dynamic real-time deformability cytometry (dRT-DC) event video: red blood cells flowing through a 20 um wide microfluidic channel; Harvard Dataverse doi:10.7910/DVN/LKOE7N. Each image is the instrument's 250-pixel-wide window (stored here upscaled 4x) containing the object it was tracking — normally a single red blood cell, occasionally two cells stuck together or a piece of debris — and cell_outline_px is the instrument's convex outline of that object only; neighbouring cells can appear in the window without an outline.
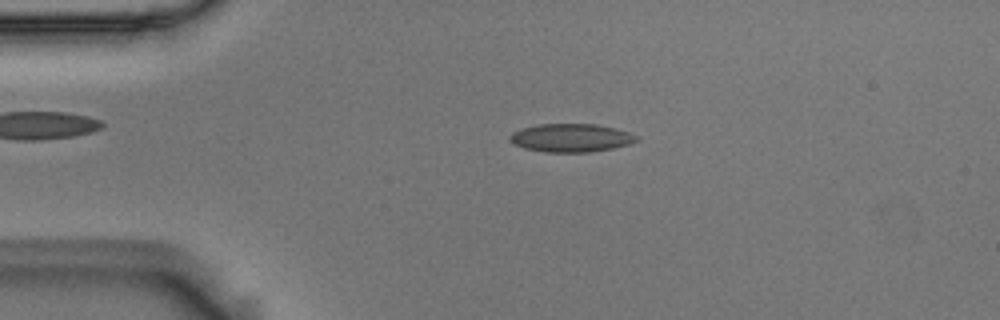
{"species": "Egyptian fruit bat (a non-hibernating species)", "species_latin": "Rousettus aegyptiacus", "temperature_condition": "room temperature", "stored_images_in_passage": 54, "camera_frame_rate_fps": 3000, "um_per_image_px": 0.085, "animal": {"sex": "male"}, "frame": {"image": 1, "passage_image": 11, "time_ms": 3.333, "image_size_px": [1000, 320], "cell_outline_px": [[640, 140], [628, 144], [612, 148], [592, 152], [544, 152], [524, 148], [508, 140], [508, 136], [512, 132], [520, 128], [536, 124], [596, 124], [616, 128], [640, 136]], "centroid_in_image_um": [48.53, 11.71], "position_along_channel_um": 36.5, "area_um2": 21.1}}
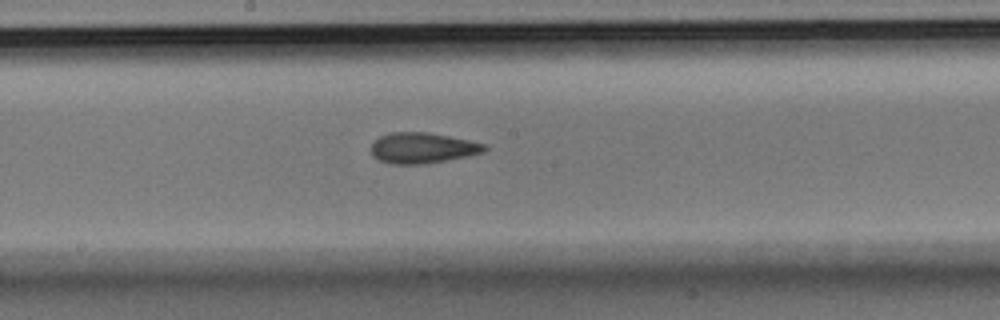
{"frame": {"image": 2, "passage_image": 28, "time_ms": 9.0, "image_size_px": [1000, 320], "cell_outline_px": [[488, 148], [484, 152], [468, 156], [420, 164], [388, 164], [380, 160], [372, 152], [372, 144], [380, 136], [392, 132], [428, 132], [468, 140], [484, 144]], "centroid_in_image_um": [35.92, 12.57], "position_along_channel_um": 212.3, "area_um2": 19.94}}
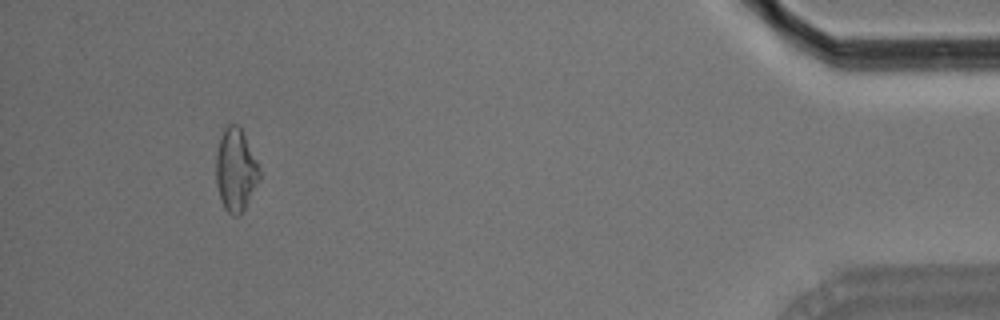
{"frame": {"image": 3, "passage_image": 50, "time_ms": 16.333, "image_size_px": [1000, 320], "cell_outline_px": [[260, 176], [240, 216], [232, 216], [224, 208], [216, 184], [216, 152], [220, 136], [224, 124], [236, 124], [240, 128], [256, 160], [260, 172]], "centroid_in_image_um": [19.99, 14.43], "position_along_channel_um": 415.2, "area_um2": 20.63}, "authors_computed_cell_mechanics": {"area_um2": 20.2011, "velocity_mm_per_s": 3.6717, "shape_relaxation_time_tau1_ms": 9.1814, "shape_relaxation_time_tau2_ms": 2.6688, "deformation_change_tau1": 0.1502, "deformation_change_tau2": 0.0889}}